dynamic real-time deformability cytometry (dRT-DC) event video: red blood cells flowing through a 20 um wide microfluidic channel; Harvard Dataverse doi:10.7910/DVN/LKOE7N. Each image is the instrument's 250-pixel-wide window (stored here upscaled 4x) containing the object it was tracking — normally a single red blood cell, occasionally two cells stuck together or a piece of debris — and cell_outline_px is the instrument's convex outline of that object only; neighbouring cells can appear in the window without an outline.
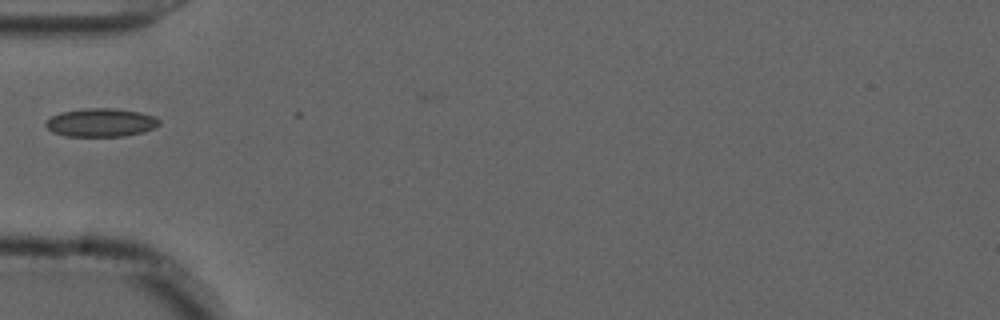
{"species": "common noctule bat (a hibernating species)", "species_latin": "Nyctalus noctula", "temperature_condition": "cold", "stored_images_in_passage": 2, "camera_frame_rate_fps": 3000, "um_per_image_px": 0.085, "animal": {"sex": "male", "forearm_length_mm": 52.5}, "frame": {"image": 1, "passage_image": 1, "time_ms": 0.0, "image_size_px": [1000, 320], "cell_outline_px": [[160, 124], [156, 128], [144, 132], [124, 136], [64, 136], [52, 132], [44, 124], [52, 116], [60, 112], [84, 108], [116, 108], [140, 112], [156, 116], [160, 120]], "centroid_in_image_um": [8.62, 10.41], "position_along_channel_um": 76.4, "area_um2": 19.02}}